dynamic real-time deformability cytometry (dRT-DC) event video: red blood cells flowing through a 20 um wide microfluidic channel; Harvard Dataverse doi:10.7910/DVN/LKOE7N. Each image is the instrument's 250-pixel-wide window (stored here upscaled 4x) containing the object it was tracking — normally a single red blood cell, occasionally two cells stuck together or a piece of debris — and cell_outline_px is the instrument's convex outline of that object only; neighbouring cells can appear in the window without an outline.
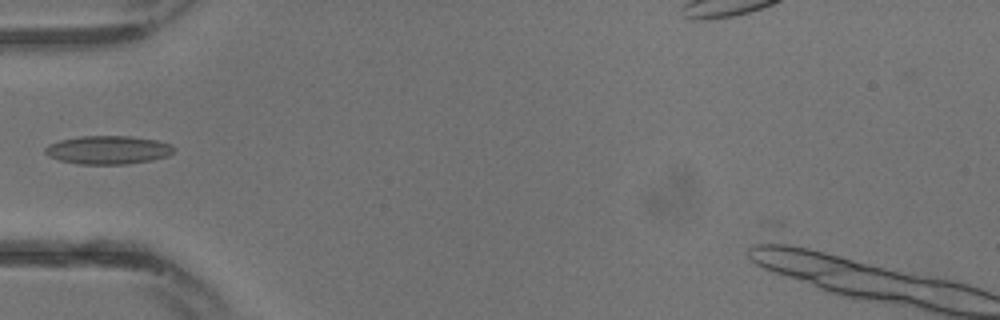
{"species": "common noctule bat (a hibernating species)", "species_latin": "Nyctalus noctula", "temperature_condition": "warm", "stored_images_in_passage": 8, "camera_frame_rate_fps": 3000, "um_per_image_px": 0.085, "animal": {"sex": "male", "body_mass_g": 13.3}, "frame": {"image": 1, "passage_image": 7, "time_ms": 2.0, "image_size_px": [1000, 320], "cell_outline_px": [[176, 148], [168, 156], [152, 160], [128, 164], [80, 164], [60, 160], [48, 156], [44, 152], [44, 148], [48, 144], [60, 140], [80, 136], [132, 136], [156, 140], [172, 144]], "centroid_in_image_um": [9.19, 12.74], "position_along_channel_um": 75.8, "area_um2": 21.44}}